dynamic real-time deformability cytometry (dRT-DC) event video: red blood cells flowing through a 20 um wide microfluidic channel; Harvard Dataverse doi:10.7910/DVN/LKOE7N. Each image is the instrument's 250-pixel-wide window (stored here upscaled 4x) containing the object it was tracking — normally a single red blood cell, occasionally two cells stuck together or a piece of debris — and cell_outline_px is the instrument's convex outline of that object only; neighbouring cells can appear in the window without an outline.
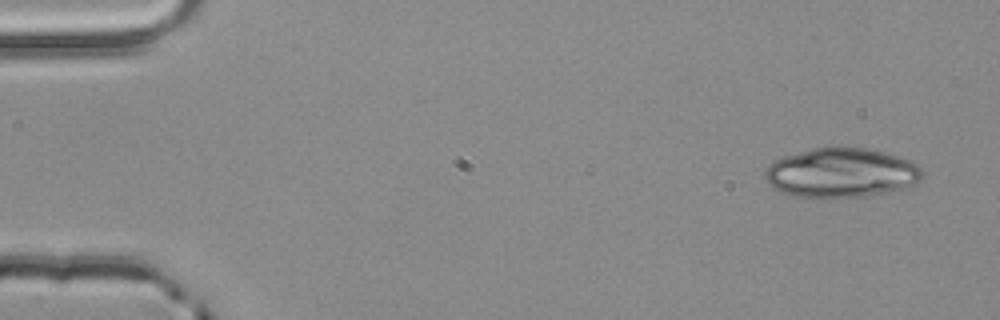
{"species": "common noctule bat (a hibernating species)", "species_latin": "Nyctalus noctula", "temperature_condition": "room temperature", "stored_images_in_passage": 51, "camera_frame_rate_fps": 3000, "um_per_image_px": 0.085, "animal": {"sex": "male", "body_mass_g": 20.4}, "frame": {"image": 1, "passage_image": 1, "time_ms": 0.0, "image_size_px": [1000, 320], "cell_outline_px": [[924, 176], [920, 180], [904, 188], [868, 196], [796, 196], [772, 188], [764, 180], [764, 168], [768, 164], [784, 156], [812, 148], [832, 144], [836, 144], [868, 148], [884, 152], [908, 160], [916, 164], [924, 172]], "centroid_in_image_um": [71.47, 14.64], "position_along_channel_um": 13.5, "area_um2": 45.72}}
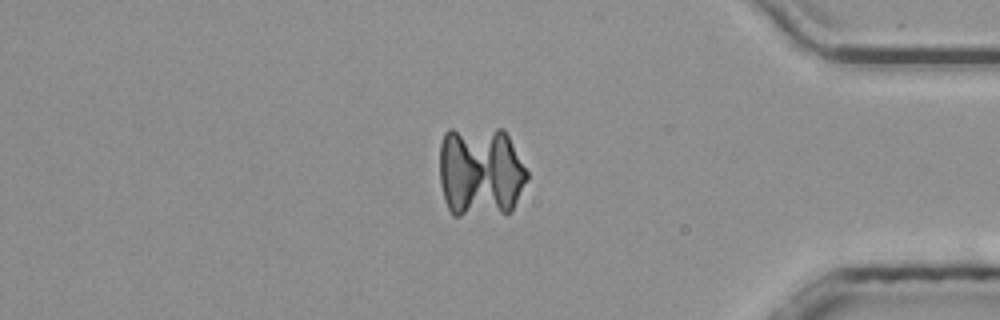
{"frame": {"image": 2, "passage_image": 43, "time_ms": 14.0, "image_size_px": [1000, 320], "cell_outline_px": [[528, 180], [512, 212], [460, 216], [452, 216], [444, 200], [440, 184], [440, 144], [444, 132], [448, 128], [504, 128], [528, 172]], "centroid_in_image_um": [40.83, 14.58], "position_along_channel_um": 394.4, "area_um2": 47.57}}
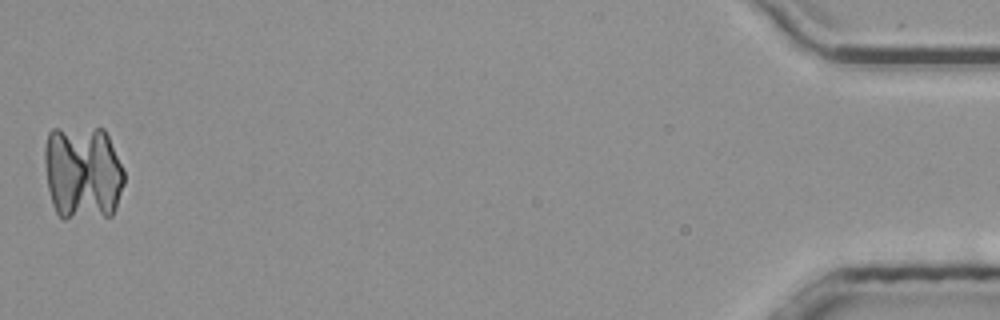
{"frame": {"image": 3, "passage_image": 51, "time_ms": 16.667, "image_size_px": [1000, 320], "cell_outline_px": [[124, 184], [112, 216], [64, 220], [56, 212], [52, 204], [48, 188], [44, 160], [44, 144], [48, 132], [52, 128], [104, 128], [124, 168]], "centroid_in_image_um": [7.02, 14.68], "position_along_channel_um": 428.2, "area_um2": 44.91}}